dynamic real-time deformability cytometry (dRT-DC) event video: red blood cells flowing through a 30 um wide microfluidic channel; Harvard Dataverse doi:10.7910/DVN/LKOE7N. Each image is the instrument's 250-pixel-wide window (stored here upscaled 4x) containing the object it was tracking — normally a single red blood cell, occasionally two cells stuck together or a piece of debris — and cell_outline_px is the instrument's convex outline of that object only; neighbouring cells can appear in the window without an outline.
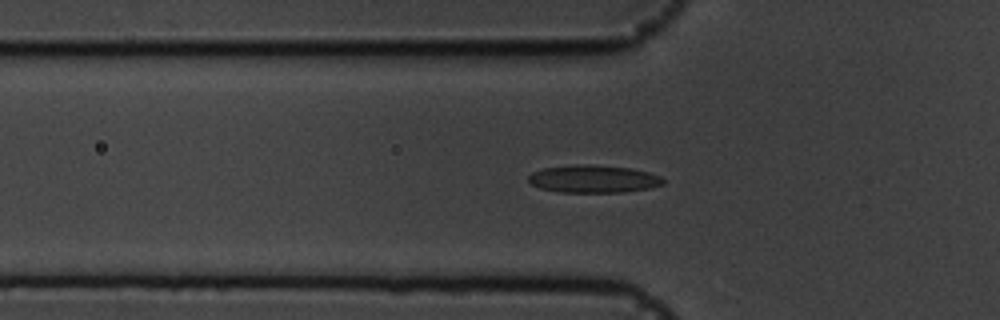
{"species": "common noctule bat (a hibernating species)", "species_latin": "Nyctalus noctula", "temperature_condition": "cold", "stored_images_in_passage": 47, "camera_frame_rate_fps": 3000, "um_per_image_px": 0.085, "animal": {"sex": "male", "body_mass_g": 19.5, "forearm_length_mm": 54.6}, "frame": {"image": 1, "passage_image": 9, "time_ms": 2.667, "image_size_px": [1000, 320], "cell_outline_px": [[664, 184], [648, 188], [624, 192], [560, 192], [540, 188], [532, 184], [528, 180], [528, 176], [532, 172], [544, 168], [576, 164], [588, 164], [632, 168], [648, 172], [660, 176], [664, 180]], "centroid_in_image_um": [50.44, 15.2], "position_along_channel_um": 75.4, "area_um2": 21.68}}
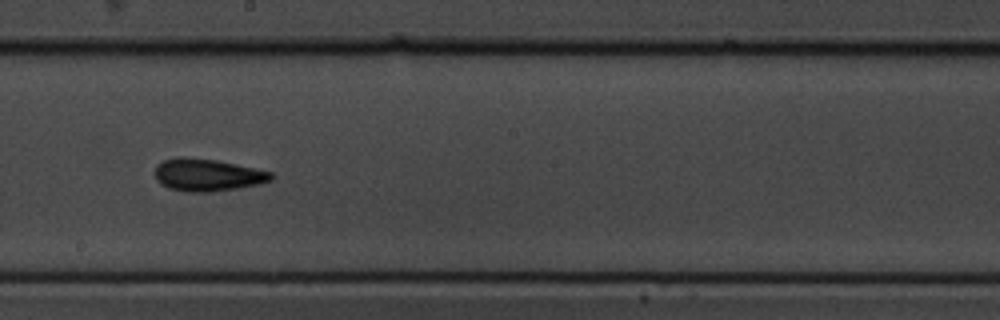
{"frame": {"image": 2, "passage_image": 22, "time_ms": 7.0, "image_size_px": [1000, 320], "cell_outline_px": [[276, 176], [272, 180], [260, 184], [240, 188], [212, 192], [188, 192], [168, 188], [160, 184], [156, 180], [152, 172], [156, 164], [164, 160], [176, 156], [180, 156], [216, 160], [272, 172]], "centroid_in_image_um": [17.59, 14.87], "position_along_channel_um": 230.6, "area_um2": 22.37}}
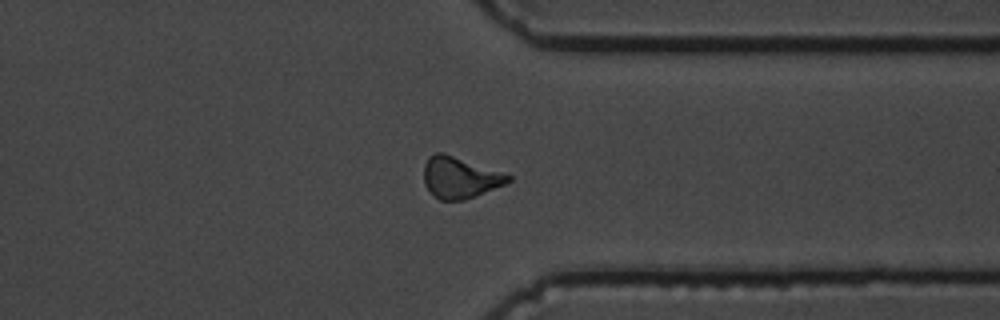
{"frame": {"image": 3, "passage_image": 34, "time_ms": 11.0, "image_size_px": [1000, 320], "cell_outline_px": [[512, 180], [508, 184], [464, 200], [440, 200], [432, 196], [424, 184], [424, 164], [428, 156], [436, 152], [444, 152], [504, 172], [512, 176]], "centroid_in_image_um": [39.11, 15.08], "position_along_channel_um": 372.3, "area_um2": 20.81}, "authors_computed_cell_mechanics": {"area_um2": 20.3456, "velocity_mm_per_s": 3.5762, "shape_relaxation_time_tau1_ms": 6.9559, "shape_relaxation_time_tau2_ms": 5.3732, "deformation_change_tau1": 0.139, "deformation_change_tau2": 0.1427}}